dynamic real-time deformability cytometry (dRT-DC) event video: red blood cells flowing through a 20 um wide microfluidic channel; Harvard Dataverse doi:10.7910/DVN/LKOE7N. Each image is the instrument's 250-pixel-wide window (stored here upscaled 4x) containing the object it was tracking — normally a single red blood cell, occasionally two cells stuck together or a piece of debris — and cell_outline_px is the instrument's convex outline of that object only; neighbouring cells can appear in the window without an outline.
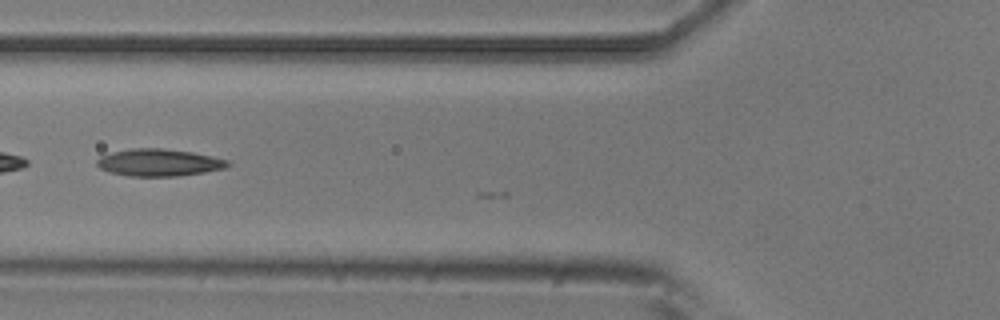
{"species": "common noctule bat (a hibernating species)", "species_latin": "Nyctalus noctula", "temperature_condition": "room temperature", "stored_images_in_passage": 6, "camera_frame_rate_fps": 3000, "um_per_image_px": 0.085, "animal": {"sex": "male", "body_mass_g": 20.5, "forearm_length_mm": 52.5}, "frame": {"image": 1, "passage_image": 3, "time_ms": 0.667, "image_size_px": [1000, 320], "cell_outline_px": [[232, 164], [224, 168], [204, 172], [176, 176], [128, 176], [108, 172], [100, 168], [96, 164], [96, 160], [100, 156], [112, 152], [132, 148], [164, 148], [192, 152], [212, 156], [228, 160]], "centroid_in_image_um": [13.49, 13.81], "position_along_channel_um": 112.3, "area_um2": 20.81}}